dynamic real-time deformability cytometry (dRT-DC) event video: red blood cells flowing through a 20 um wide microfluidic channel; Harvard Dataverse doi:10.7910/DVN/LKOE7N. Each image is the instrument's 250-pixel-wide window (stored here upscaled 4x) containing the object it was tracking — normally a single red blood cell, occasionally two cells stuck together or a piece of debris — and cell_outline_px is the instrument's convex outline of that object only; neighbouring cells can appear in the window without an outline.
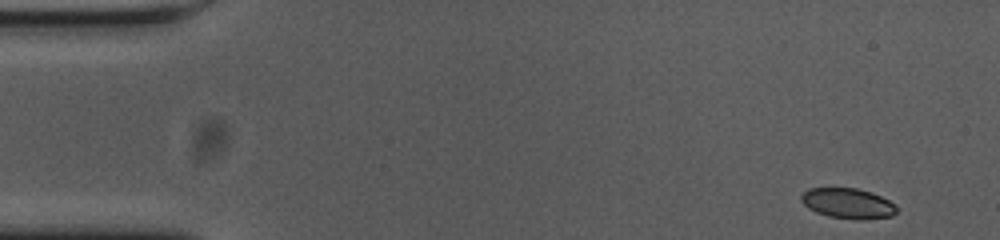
{"species": "common noctule bat (a hibernating species)", "species_latin": "Nyctalus noctula", "temperature_condition": "cold", "stored_images_in_passage": 53, "camera_frame_rate_fps": 3000, "um_per_image_px": 0.085, "animal": {"sex": "female", "body_mass_g": 23.0, "forearm_length_mm": 53.4}, "frame": {"image": 1, "passage_image": 1, "time_ms": 0.0, "image_size_px": [1000, 240], "cell_outline_px": [[900, 208], [892, 216], [864, 220], [856, 220], [828, 216], [816, 212], [808, 208], [800, 200], [800, 196], [808, 188], [856, 188], [872, 192], [896, 204]], "centroid_in_image_um": [72.1, 17.29], "position_along_channel_um": 12.9, "area_um2": 17.11}}
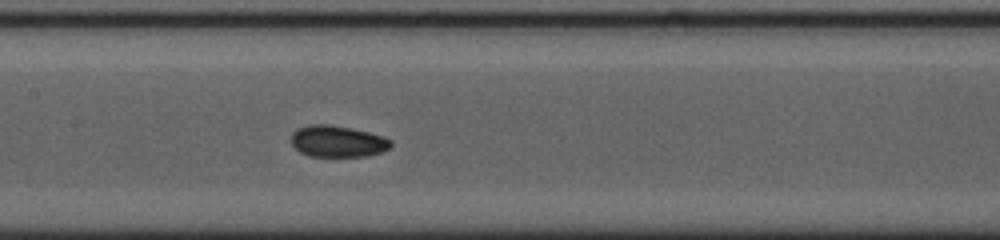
{"frame": {"image": 2, "passage_image": 24, "time_ms": 7.667, "image_size_px": [1000, 240], "cell_outline_px": [[392, 144], [388, 148], [380, 152], [364, 156], [308, 156], [300, 152], [292, 144], [292, 132], [296, 128], [308, 124], [332, 124], [352, 128], [368, 132], [392, 140]], "centroid_in_image_um": [28.65, 11.99], "position_along_channel_um": 178.8, "area_um2": 18.26}}
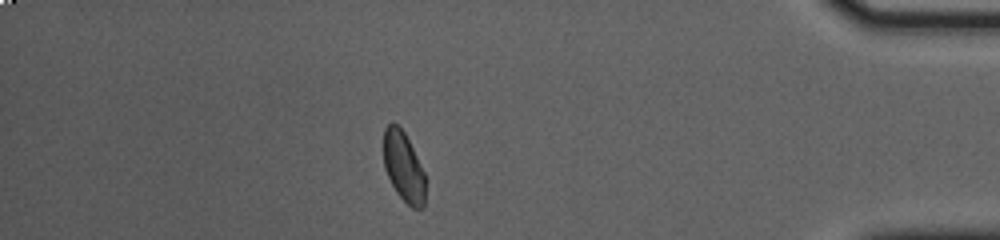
{"frame": {"image": 3, "passage_image": 46, "time_ms": 15.0, "image_size_px": [1000, 240], "cell_outline_px": [[424, 208], [412, 208], [396, 192], [384, 168], [384, 128], [392, 120], [404, 132], [424, 172]], "centroid_in_image_um": [34.28, 14.16], "position_along_channel_um": 400.9, "area_um2": 16.7}, "authors_computed_cell_mechanics": {"area_um2": 17.918, "velocity_mm_per_s": 3.6341, "shape_relaxation_time_tau1_ms": 5.7951, "shape_relaxation_time_tau2_ms": 1.6273, "deformation_change_tau1": 0.1091, "deformation_change_tau2": 0.0445}}